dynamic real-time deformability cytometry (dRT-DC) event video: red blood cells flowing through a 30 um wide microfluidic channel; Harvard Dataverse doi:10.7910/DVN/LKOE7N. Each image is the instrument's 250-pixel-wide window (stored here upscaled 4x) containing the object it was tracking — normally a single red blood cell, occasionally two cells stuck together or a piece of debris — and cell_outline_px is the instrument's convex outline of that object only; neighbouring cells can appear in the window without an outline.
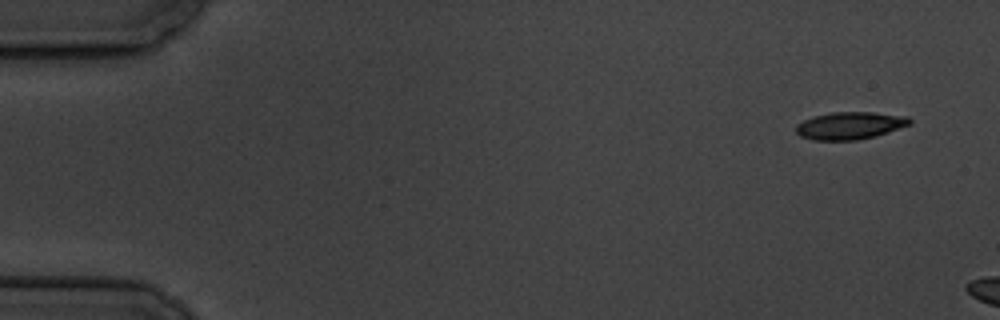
{"species": "common noctule bat (a hibernating species)", "species_latin": "Nyctalus noctula", "temperature_condition": "cold", "stored_images_in_passage": 3, "camera_frame_rate_fps": 3000, "um_per_image_px": 0.085, "animal": {"sex": "male", "body_mass_g": 19.5, "forearm_length_mm": 54.6}, "frame": {"image": 1, "passage_image": 1, "time_ms": 0.0, "image_size_px": [1000, 320], "cell_outline_px": [[912, 124], [876, 136], [856, 140], [812, 140], [800, 136], [796, 132], [796, 124], [812, 116], [832, 112], [872, 112], [908, 116], [912, 120]], "centroid_in_image_um": [72.25, 10.67], "position_along_channel_um": 12.8, "area_um2": 18.32}}